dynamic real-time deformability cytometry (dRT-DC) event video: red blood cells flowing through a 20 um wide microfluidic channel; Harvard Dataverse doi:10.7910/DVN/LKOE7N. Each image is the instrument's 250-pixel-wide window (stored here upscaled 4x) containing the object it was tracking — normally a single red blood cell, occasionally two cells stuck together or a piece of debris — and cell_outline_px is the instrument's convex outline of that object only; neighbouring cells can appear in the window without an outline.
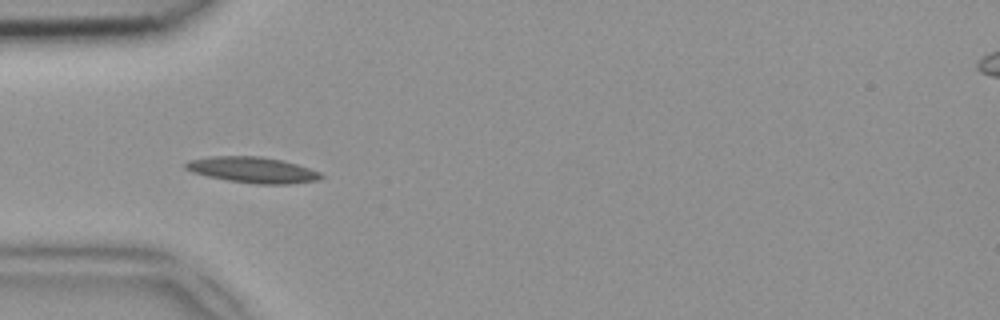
{"species": "common noctule bat (a hibernating species)", "species_latin": "Nyctalus noctula", "temperature_condition": "room temperature", "stored_images_in_passage": 47, "camera_frame_rate_fps": 3000, "um_per_image_px": 0.085, "animal": {"sex": "female", "body_mass_g": 18.4}, "frame": {"image": 1, "passage_image": 13, "time_ms": 4.0, "image_size_px": [1000, 320], "cell_outline_px": [[324, 176], [316, 180], [288, 184], [256, 184], [228, 180], [208, 176], [192, 172], [184, 168], [184, 164], [188, 160], [212, 156], [260, 156], [284, 160], [320, 172]], "centroid_in_image_um": [21.45, 14.43], "position_along_channel_um": 63.6, "area_um2": 20.35}}
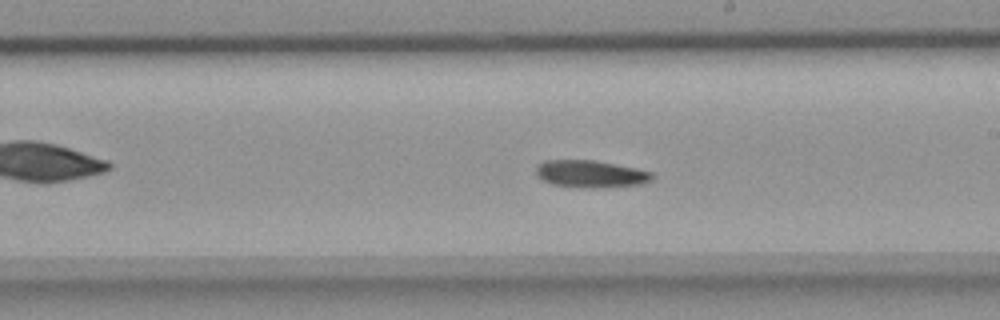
{"frame": {"image": 2, "passage_image": 26, "time_ms": 8.333, "image_size_px": [1000, 320], "cell_outline_px": [[652, 180], [644, 184], [604, 188], [584, 188], [552, 184], [536, 176], [536, 168], [544, 160], [596, 160], [636, 168], [652, 172]], "centroid_in_image_um": [50.23, 14.79], "position_along_channel_um": 238.8, "area_um2": 18.61}}
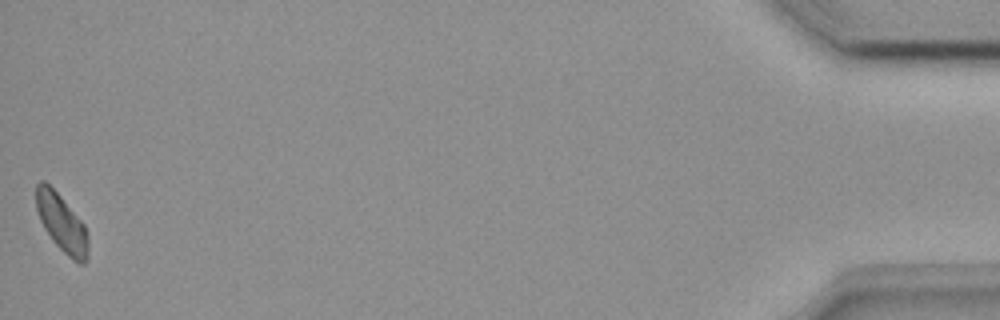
{"frame": {"image": 3, "passage_image": 47, "time_ms": 15.333, "image_size_px": [1000, 320], "cell_outline_px": [[88, 260], [84, 264], [76, 264], [52, 240], [44, 228], [40, 220], [36, 208], [36, 184], [40, 180], [44, 180], [60, 196], [84, 224], [88, 236]], "centroid_in_image_um": [5.26, 19.0], "position_along_channel_um": 429.9, "area_um2": 17.46}}